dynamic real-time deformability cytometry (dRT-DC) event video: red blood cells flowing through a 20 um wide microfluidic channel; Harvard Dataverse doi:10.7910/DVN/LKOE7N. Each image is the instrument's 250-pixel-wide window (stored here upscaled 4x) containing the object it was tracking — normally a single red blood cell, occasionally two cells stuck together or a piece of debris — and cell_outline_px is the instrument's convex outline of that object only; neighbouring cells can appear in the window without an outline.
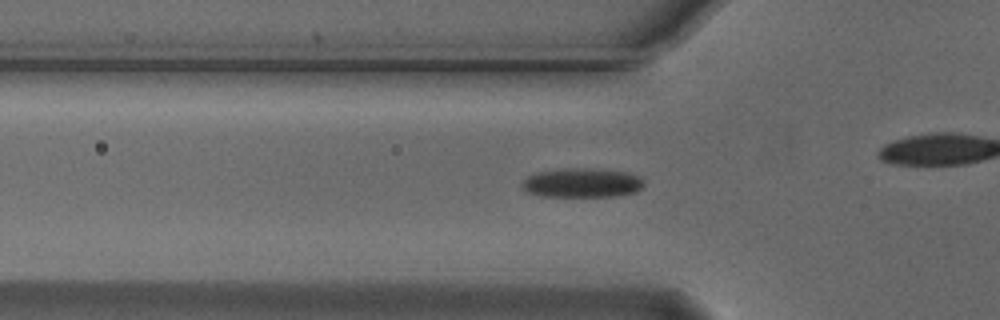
{"species": "Egyptian fruit bat (a non-hibernating species)", "species_latin": "Rousettus aegyptiacus", "temperature_condition": "cold", "stored_images_in_passage": 55, "camera_frame_rate_fps": 3000, "um_per_image_px": 0.085, "animal": {"sex": "male"}, "frame": {"image": 1, "passage_image": 17, "time_ms": 5.333, "image_size_px": [1000, 320], "cell_outline_px": [[644, 184], [636, 192], [616, 196], [540, 196], [528, 192], [520, 188], [520, 184], [528, 176], [536, 172], [560, 168], [592, 168], [628, 172], [640, 176], [644, 180]], "centroid_in_image_um": [49.46, 15.53], "position_along_channel_um": 76.3, "area_um2": 21.1}}
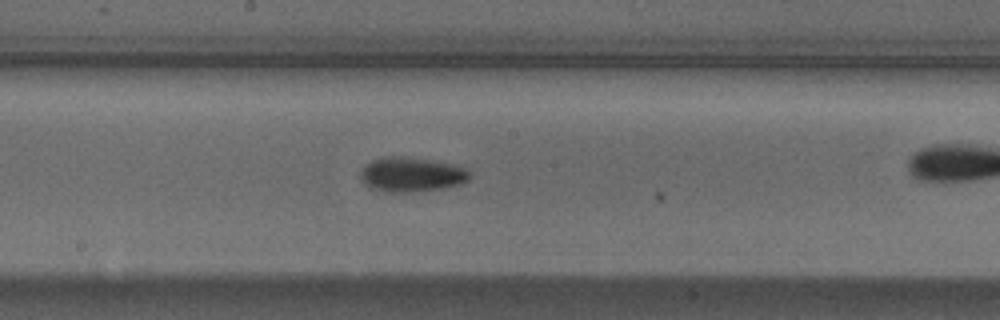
{"frame": {"image": 2, "passage_image": 28, "time_ms": 9.0, "image_size_px": [1000, 320], "cell_outline_px": [[472, 176], [468, 180], [460, 184], [440, 188], [408, 192], [388, 192], [372, 188], [364, 184], [360, 176], [360, 172], [364, 164], [372, 160], [384, 156], [404, 156], [432, 160], [456, 164], [472, 172]], "centroid_in_image_um": [34.98, 14.81], "position_along_channel_um": 213.2, "area_um2": 22.2}}
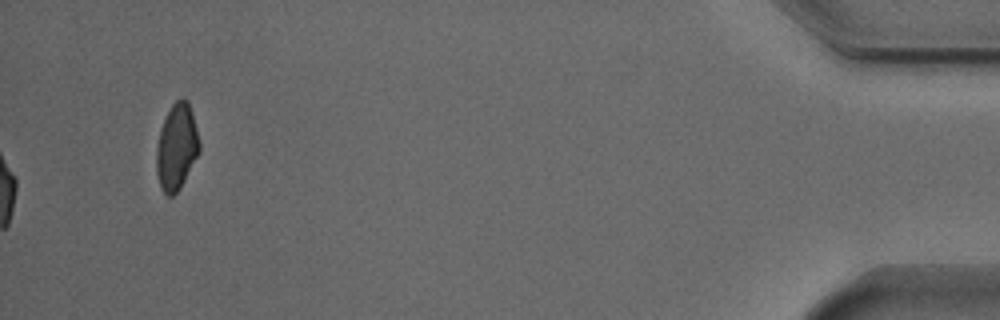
{"frame": {"image": 3, "passage_image": 55, "time_ms": 18.0, "image_size_px": [1000, 320], "cell_outline_px": [[200, 152], [180, 188], [172, 196], [168, 196], [160, 188], [156, 172], [156, 148], [160, 132], [164, 120], [172, 104], [176, 100], [184, 96], [188, 100], [196, 128], [200, 144]], "centroid_in_image_um": [15.01, 12.5], "position_along_channel_um": 420.2, "area_um2": 21.5}, "authors_computed_cell_mechanics": {"area_um2": 19.941, "velocity_mm_per_s": 3.7269, "shape_relaxation_time_tau1_ms": 3.356, "shape_relaxation_time_tau2_ms": null, "deformation_change_tau1": 0.1087, "deformation_change_tau2": null}}